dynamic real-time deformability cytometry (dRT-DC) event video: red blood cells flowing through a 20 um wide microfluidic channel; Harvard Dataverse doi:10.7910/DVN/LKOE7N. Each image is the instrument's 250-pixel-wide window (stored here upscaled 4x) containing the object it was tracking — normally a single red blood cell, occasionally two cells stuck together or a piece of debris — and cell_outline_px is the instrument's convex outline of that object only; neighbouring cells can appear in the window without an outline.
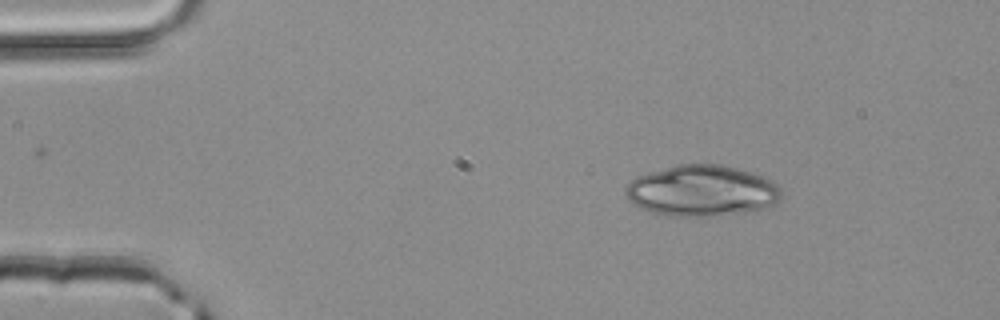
{"species": "common noctule bat (a hibernating species)", "species_latin": "Nyctalus noctula", "temperature_condition": "room temperature", "stored_images_in_passage": 3, "camera_frame_rate_fps": 3000, "um_per_image_px": 0.085, "animal": {"sex": "male", "body_mass_g": 20.4}, "frame": {"image": 1, "passage_image": 1, "time_ms": 0.0, "image_size_px": [1000, 320], "cell_outline_px": [[784, 192], [776, 204], [756, 212], [712, 216], [672, 216], [652, 212], [640, 208], [632, 204], [628, 200], [624, 192], [624, 188], [636, 176], [648, 172], [676, 164], [720, 164], [752, 172], [772, 180]], "centroid_in_image_um": [59.68, 16.22], "position_along_channel_um": 25.3, "area_um2": 47.11}}